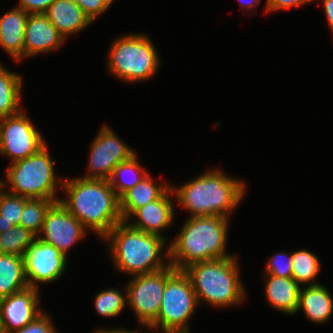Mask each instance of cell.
Masks as SVG:
<instances>
[{
	"label": "cell",
	"mask_w": 333,
	"mask_h": 333,
	"mask_svg": "<svg viewBox=\"0 0 333 333\" xmlns=\"http://www.w3.org/2000/svg\"><path fill=\"white\" fill-rule=\"evenodd\" d=\"M264 272L281 278L292 277V253L280 252L271 256Z\"/></svg>",
	"instance_id": "obj_30"
},
{
	"label": "cell",
	"mask_w": 333,
	"mask_h": 333,
	"mask_svg": "<svg viewBox=\"0 0 333 333\" xmlns=\"http://www.w3.org/2000/svg\"><path fill=\"white\" fill-rule=\"evenodd\" d=\"M0 333H3V332H2V328H1V322H0Z\"/></svg>",
	"instance_id": "obj_39"
},
{
	"label": "cell",
	"mask_w": 333,
	"mask_h": 333,
	"mask_svg": "<svg viewBox=\"0 0 333 333\" xmlns=\"http://www.w3.org/2000/svg\"><path fill=\"white\" fill-rule=\"evenodd\" d=\"M148 172L141 167L137 154L119 163L113 171L109 182L117 195L121 197L130 188L136 186Z\"/></svg>",
	"instance_id": "obj_24"
},
{
	"label": "cell",
	"mask_w": 333,
	"mask_h": 333,
	"mask_svg": "<svg viewBox=\"0 0 333 333\" xmlns=\"http://www.w3.org/2000/svg\"><path fill=\"white\" fill-rule=\"evenodd\" d=\"M44 14L65 40L92 23L74 0H55Z\"/></svg>",
	"instance_id": "obj_18"
},
{
	"label": "cell",
	"mask_w": 333,
	"mask_h": 333,
	"mask_svg": "<svg viewBox=\"0 0 333 333\" xmlns=\"http://www.w3.org/2000/svg\"><path fill=\"white\" fill-rule=\"evenodd\" d=\"M36 236L20 225L0 233V253L23 257Z\"/></svg>",
	"instance_id": "obj_27"
},
{
	"label": "cell",
	"mask_w": 333,
	"mask_h": 333,
	"mask_svg": "<svg viewBox=\"0 0 333 333\" xmlns=\"http://www.w3.org/2000/svg\"><path fill=\"white\" fill-rule=\"evenodd\" d=\"M127 304V293L117 289H104L95 296L94 308L100 316L116 317Z\"/></svg>",
	"instance_id": "obj_29"
},
{
	"label": "cell",
	"mask_w": 333,
	"mask_h": 333,
	"mask_svg": "<svg viewBox=\"0 0 333 333\" xmlns=\"http://www.w3.org/2000/svg\"><path fill=\"white\" fill-rule=\"evenodd\" d=\"M40 292L28 287L0 298V322L3 333H12L32 322L43 311L38 307Z\"/></svg>",
	"instance_id": "obj_14"
},
{
	"label": "cell",
	"mask_w": 333,
	"mask_h": 333,
	"mask_svg": "<svg viewBox=\"0 0 333 333\" xmlns=\"http://www.w3.org/2000/svg\"><path fill=\"white\" fill-rule=\"evenodd\" d=\"M28 13L16 7L0 16V47L17 62L23 59Z\"/></svg>",
	"instance_id": "obj_17"
},
{
	"label": "cell",
	"mask_w": 333,
	"mask_h": 333,
	"mask_svg": "<svg viewBox=\"0 0 333 333\" xmlns=\"http://www.w3.org/2000/svg\"><path fill=\"white\" fill-rule=\"evenodd\" d=\"M127 304L138 322L146 329L157 319L165 290V268L156 272L135 275L125 286Z\"/></svg>",
	"instance_id": "obj_10"
},
{
	"label": "cell",
	"mask_w": 333,
	"mask_h": 333,
	"mask_svg": "<svg viewBox=\"0 0 333 333\" xmlns=\"http://www.w3.org/2000/svg\"><path fill=\"white\" fill-rule=\"evenodd\" d=\"M12 333H59L51 322V317L44 311L32 322Z\"/></svg>",
	"instance_id": "obj_31"
},
{
	"label": "cell",
	"mask_w": 333,
	"mask_h": 333,
	"mask_svg": "<svg viewBox=\"0 0 333 333\" xmlns=\"http://www.w3.org/2000/svg\"><path fill=\"white\" fill-rule=\"evenodd\" d=\"M86 232L83 224L57 201L48 209L38 238L52 244L67 256L70 248L81 240Z\"/></svg>",
	"instance_id": "obj_13"
},
{
	"label": "cell",
	"mask_w": 333,
	"mask_h": 333,
	"mask_svg": "<svg viewBox=\"0 0 333 333\" xmlns=\"http://www.w3.org/2000/svg\"><path fill=\"white\" fill-rule=\"evenodd\" d=\"M103 239L108 242L116 269L125 274L143 275L170 265L169 246L165 256L162 254L166 239L135 229L127 221L118 223Z\"/></svg>",
	"instance_id": "obj_4"
},
{
	"label": "cell",
	"mask_w": 333,
	"mask_h": 333,
	"mask_svg": "<svg viewBox=\"0 0 333 333\" xmlns=\"http://www.w3.org/2000/svg\"><path fill=\"white\" fill-rule=\"evenodd\" d=\"M236 257L197 262L183 270L192 283L198 303L204 300L211 306L223 308L244 301L246 293Z\"/></svg>",
	"instance_id": "obj_5"
},
{
	"label": "cell",
	"mask_w": 333,
	"mask_h": 333,
	"mask_svg": "<svg viewBox=\"0 0 333 333\" xmlns=\"http://www.w3.org/2000/svg\"><path fill=\"white\" fill-rule=\"evenodd\" d=\"M241 9H253L260 4L261 0H239Z\"/></svg>",
	"instance_id": "obj_36"
},
{
	"label": "cell",
	"mask_w": 333,
	"mask_h": 333,
	"mask_svg": "<svg viewBox=\"0 0 333 333\" xmlns=\"http://www.w3.org/2000/svg\"><path fill=\"white\" fill-rule=\"evenodd\" d=\"M25 197L13 195L4 189L0 191V233L20 225Z\"/></svg>",
	"instance_id": "obj_28"
},
{
	"label": "cell",
	"mask_w": 333,
	"mask_h": 333,
	"mask_svg": "<svg viewBox=\"0 0 333 333\" xmlns=\"http://www.w3.org/2000/svg\"><path fill=\"white\" fill-rule=\"evenodd\" d=\"M94 333H136V331L133 332V331L122 329V328H119V329L118 328H115V329H113V328L107 329L106 328V329H98Z\"/></svg>",
	"instance_id": "obj_37"
},
{
	"label": "cell",
	"mask_w": 333,
	"mask_h": 333,
	"mask_svg": "<svg viewBox=\"0 0 333 333\" xmlns=\"http://www.w3.org/2000/svg\"><path fill=\"white\" fill-rule=\"evenodd\" d=\"M22 87V76L7 70L0 63V118L18 114L23 110Z\"/></svg>",
	"instance_id": "obj_22"
},
{
	"label": "cell",
	"mask_w": 333,
	"mask_h": 333,
	"mask_svg": "<svg viewBox=\"0 0 333 333\" xmlns=\"http://www.w3.org/2000/svg\"><path fill=\"white\" fill-rule=\"evenodd\" d=\"M91 22L104 14L114 0H74Z\"/></svg>",
	"instance_id": "obj_32"
},
{
	"label": "cell",
	"mask_w": 333,
	"mask_h": 333,
	"mask_svg": "<svg viewBox=\"0 0 333 333\" xmlns=\"http://www.w3.org/2000/svg\"><path fill=\"white\" fill-rule=\"evenodd\" d=\"M169 245V262L176 270L189 265L233 256L226 252L229 218L188 217Z\"/></svg>",
	"instance_id": "obj_3"
},
{
	"label": "cell",
	"mask_w": 333,
	"mask_h": 333,
	"mask_svg": "<svg viewBox=\"0 0 333 333\" xmlns=\"http://www.w3.org/2000/svg\"><path fill=\"white\" fill-rule=\"evenodd\" d=\"M265 297L269 305L280 312L293 315L297 313L301 286L292 278L264 274Z\"/></svg>",
	"instance_id": "obj_19"
},
{
	"label": "cell",
	"mask_w": 333,
	"mask_h": 333,
	"mask_svg": "<svg viewBox=\"0 0 333 333\" xmlns=\"http://www.w3.org/2000/svg\"><path fill=\"white\" fill-rule=\"evenodd\" d=\"M61 190L66 197H60V203L86 229L98 234L102 239L123 221L120 197L111 187L109 180L68 177L63 180Z\"/></svg>",
	"instance_id": "obj_1"
},
{
	"label": "cell",
	"mask_w": 333,
	"mask_h": 333,
	"mask_svg": "<svg viewBox=\"0 0 333 333\" xmlns=\"http://www.w3.org/2000/svg\"><path fill=\"white\" fill-rule=\"evenodd\" d=\"M54 162L46 144L35 154L11 163L6 170L3 189L26 198L59 201L56 187L62 188L64 179L55 174ZM7 184L10 185L8 190L5 189Z\"/></svg>",
	"instance_id": "obj_6"
},
{
	"label": "cell",
	"mask_w": 333,
	"mask_h": 333,
	"mask_svg": "<svg viewBox=\"0 0 333 333\" xmlns=\"http://www.w3.org/2000/svg\"><path fill=\"white\" fill-rule=\"evenodd\" d=\"M174 192L171 186L156 200L138 208L131 217H136L135 222L128 221L127 223L138 230L148 234L158 235L163 237L162 231L174 221Z\"/></svg>",
	"instance_id": "obj_15"
},
{
	"label": "cell",
	"mask_w": 333,
	"mask_h": 333,
	"mask_svg": "<svg viewBox=\"0 0 333 333\" xmlns=\"http://www.w3.org/2000/svg\"><path fill=\"white\" fill-rule=\"evenodd\" d=\"M18 7L28 14L45 13L55 0H19Z\"/></svg>",
	"instance_id": "obj_34"
},
{
	"label": "cell",
	"mask_w": 333,
	"mask_h": 333,
	"mask_svg": "<svg viewBox=\"0 0 333 333\" xmlns=\"http://www.w3.org/2000/svg\"><path fill=\"white\" fill-rule=\"evenodd\" d=\"M317 1V0H315ZM324 4V13L331 31L333 32V0H320Z\"/></svg>",
	"instance_id": "obj_35"
},
{
	"label": "cell",
	"mask_w": 333,
	"mask_h": 333,
	"mask_svg": "<svg viewBox=\"0 0 333 333\" xmlns=\"http://www.w3.org/2000/svg\"><path fill=\"white\" fill-rule=\"evenodd\" d=\"M90 145L88 173L81 178L109 180L119 163L137 153L105 124Z\"/></svg>",
	"instance_id": "obj_11"
},
{
	"label": "cell",
	"mask_w": 333,
	"mask_h": 333,
	"mask_svg": "<svg viewBox=\"0 0 333 333\" xmlns=\"http://www.w3.org/2000/svg\"><path fill=\"white\" fill-rule=\"evenodd\" d=\"M53 203V200L25 197L20 226L38 237L42 230L46 213Z\"/></svg>",
	"instance_id": "obj_26"
},
{
	"label": "cell",
	"mask_w": 333,
	"mask_h": 333,
	"mask_svg": "<svg viewBox=\"0 0 333 333\" xmlns=\"http://www.w3.org/2000/svg\"><path fill=\"white\" fill-rule=\"evenodd\" d=\"M3 189V180L0 179V191Z\"/></svg>",
	"instance_id": "obj_38"
},
{
	"label": "cell",
	"mask_w": 333,
	"mask_h": 333,
	"mask_svg": "<svg viewBox=\"0 0 333 333\" xmlns=\"http://www.w3.org/2000/svg\"><path fill=\"white\" fill-rule=\"evenodd\" d=\"M198 305L187 274L170 264L165 268V290L157 319L148 329L156 331L160 328L163 333H190L189 319Z\"/></svg>",
	"instance_id": "obj_8"
},
{
	"label": "cell",
	"mask_w": 333,
	"mask_h": 333,
	"mask_svg": "<svg viewBox=\"0 0 333 333\" xmlns=\"http://www.w3.org/2000/svg\"><path fill=\"white\" fill-rule=\"evenodd\" d=\"M315 0H266L265 12H276L284 9H290L292 7L302 6L307 3H312Z\"/></svg>",
	"instance_id": "obj_33"
},
{
	"label": "cell",
	"mask_w": 333,
	"mask_h": 333,
	"mask_svg": "<svg viewBox=\"0 0 333 333\" xmlns=\"http://www.w3.org/2000/svg\"><path fill=\"white\" fill-rule=\"evenodd\" d=\"M23 262L28 286L37 289L39 282L50 283L60 280L68 263L65 254L38 237L26 249Z\"/></svg>",
	"instance_id": "obj_12"
},
{
	"label": "cell",
	"mask_w": 333,
	"mask_h": 333,
	"mask_svg": "<svg viewBox=\"0 0 333 333\" xmlns=\"http://www.w3.org/2000/svg\"><path fill=\"white\" fill-rule=\"evenodd\" d=\"M46 145L24 109L15 115L0 118V154L11 163L35 154Z\"/></svg>",
	"instance_id": "obj_9"
},
{
	"label": "cell",
	"mask_w": 333,
	"mask_h": 333,
	"mask_svg": "<svg viewBox=\"0 0 333 333\" xmlns=\"http://www.w3.org/2000/svg\"><path fill=\"white\" fill-rule=\"evenodd\" d=\"M65 38L44 13L28 14L25 26L23 59L58 49Z\"/></svg>",
	"instance_id": "obj_16"
},
{
	"label": "cell",
	"mask_w": 333,
	"mask_h": 333,
	"mask_svg": "<svg viewBox=\"0 0 333 333\" xmlns=\"http://www.w3.org/2000/svg\"><path fill=\"white\" fill-rule=\"evenodd\" d=\"M23 257L0 253V298L28 288Z\"/></svg>",
	"instance_id": "obj_23"
},
{
	"label": "cell",
	"mask_w": 333,
	"mask_h": 333,
	"mask_svg": "<svg viewBox=\"0 0 333 333\" xmlns=\"http://www.w3.org/2000/svg\"><path fill=\"white\" fill-rule=\"evenodd\" d=\"M299 310H303L313 323H327L333 313V298L325 286L307 285L300 289L297 313Z\"/></svg>",
	"instance_id": "obj_21"
},
{
	"label": "cell",
	"mask_w": 333,
	"mask_h": 333,
	"mask_svg": "<svg viewBox=\"0 0 333 333\" xmlns=\"http://www.w3.org/2000/svg\"><path fill=\"white\" fill-rule=\"evenodd\" d=\"M176 202L190 217L222 216L229 218L245 195V184L225 174L222 169H209L191 181L175 188Z\"/></svg>",
	"instance_id": "obj_2"
},
{
	"label": "cell",
	"mask_w": 333,
	"mask_h": 333,
	"mask_svg": "<svg viewBox=\"0 0 333 333\" xmlns=\"http://www.w3.org/2000/svg\"><path fill=\"white\" fill-rule=\"evenodd\" d=\"M171 183L157 184L148 173L136 186L120 197V211L123 221H130L131 215L144 205L158 199Z\"/></svg>",
	"instance_id": "obj_20"
},
{
	"label": "cell",
	"mask_w": 333,
	"mask_h": 333,
	"mask_svg": "<svg viewBox=\"0 0 333 333\" xmlns=\"http://www.w3.org/2000/svg\"><path fill=\"white\" fill-rule=\"evenodd\" d=\"M108 54L110 74L124 82L147 80L159 69V53L151 38L142 33L117 37Z\"/></svg>",
	"instance_id": "obj_7"
},
{
	"label": "cell",
	"mask_w": 333,
	"mask_h": 333,
	"mask_svg": "<svg viewBox=\"0 0 333 333\" xmlns=\"http://www.w3.org/2000/svg\"><path fill=\"white\" fill-rule=\"evenodd\" d=\"M321 270L318 257L306 249L292 252V278L301 286L317 285V276Z\"/></svg>",
	"instance_id": "obj_25"
}]
</instances>
